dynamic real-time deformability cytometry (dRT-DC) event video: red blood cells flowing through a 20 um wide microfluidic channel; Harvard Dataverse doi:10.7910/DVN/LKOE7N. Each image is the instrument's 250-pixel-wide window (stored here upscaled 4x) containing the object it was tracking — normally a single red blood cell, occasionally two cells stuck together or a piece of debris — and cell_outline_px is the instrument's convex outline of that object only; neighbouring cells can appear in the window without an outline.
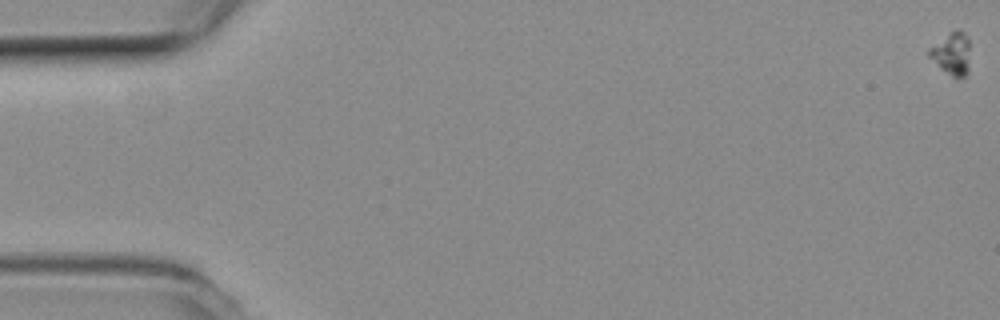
{"species": "common noctule bat (a hibernating species)", "species_latin": "Nyctalus noctula", "temperature_condition": "room temperature", "stored_images_in_passage": 16, "camera_frame_rate_fps": 3000, "um_per_image_px": 0.085, "animal": {"sex": "female", "body_mass_g": 19.3, "forearm_length_mm": 54.1}, "frame": {"image": 1, "passage_image": 1, "time_ms": 0.0, "image_size_px": [1000, 320], "cell_outline_px": [[968, 72], [964, 76], [952, 76], [940, 68], [928, 56], [928, 48], [956, 28], [960, 28], [968, 36]], "centroid_in_image_um": [80.89, 4.51], "position_along_channel_um": 4.1, "area_um2": 10.0}}